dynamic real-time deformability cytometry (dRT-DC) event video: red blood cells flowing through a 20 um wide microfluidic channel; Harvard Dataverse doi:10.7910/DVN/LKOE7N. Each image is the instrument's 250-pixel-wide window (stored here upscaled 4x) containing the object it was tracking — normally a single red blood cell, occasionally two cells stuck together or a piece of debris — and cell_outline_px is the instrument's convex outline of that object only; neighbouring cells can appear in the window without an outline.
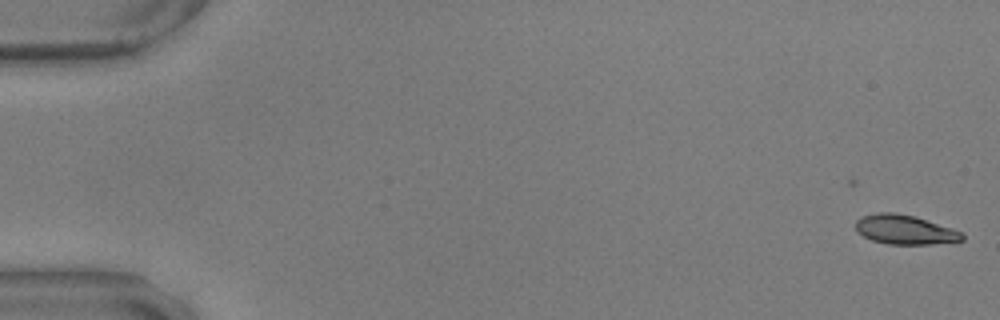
{"species": "common noctule bat (a hibernating species)", "species_latin": "Nyctalus noctula", "temperature_condition": "warm", "stored_images_in_passage": 43, "camera_frame_rate_fps": 3000, "um_per_image_px": 0.085, "animal": {"sex": "male", "body_mass_g": 17.9, "forearm_length_mm": 54.2}, "frame": {"image": 1, "passage_image": 1, "time_ms": 0.0, "image_size_px": [1000, 320], "cell_outline_px": [[964, 240], [932, 244], [888, 244], [872, 240], [856, 232], [856, 220], [860, 216], [876, 212], [896, 212], [916, 216], [964, 232]], "centroid_in_image_um": [76.91, 19.5], "position_along_channel_um": 8.1, "area_um2": 18.5}}
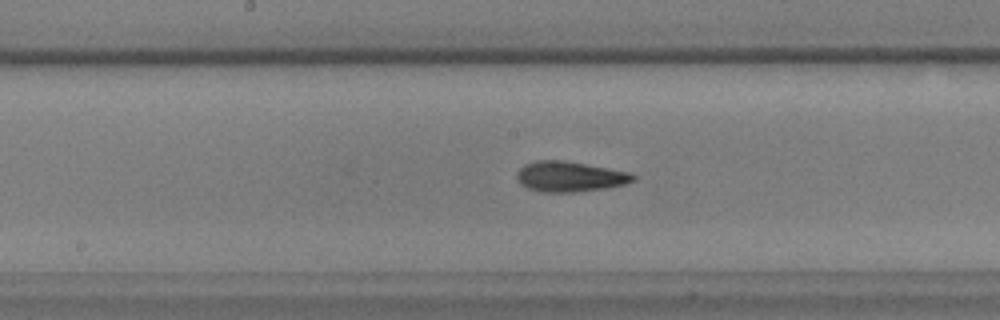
{"frame": {"image": 2, "passage_image": 30, "time_ms": 9.667, "image_size_px": [1000, 320], "cell_outline_px": [[636, 180], [624, 184], [608, 188], [576, 192], [544, 192], [528, 188], [520, 184], [516, 180], [516, 172], [524, 164], [536, 160], [560, 160], [632, 172], [636, 176]], "centroid_in_image_um": [48.43, 15.01], "position_along_channel_um": 199.8, "area_um2": 20.69}}
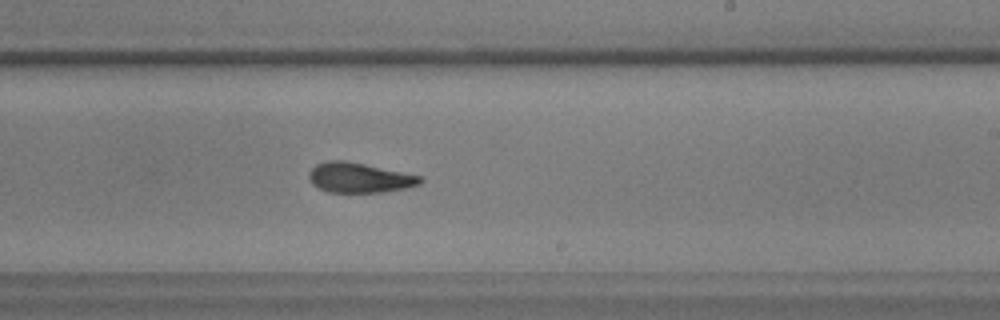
{"frame": {"image": 3, "passage_image": 35, "time_ms": 11.333, "image_size_px": [1000, 320], "cell_outline_px": [[424, 180], [420, 184], [404, 188], [380, 192], [328, 192], [316, 188], [312, 184], [308, 176], [308, 172], [316, 164], [328, 160], [344, 160], [364, 164], [420, 176]], "centroid_in_image_um": [30.48, 15.1], "position_along_channel_um": 258.5, "area_um2": 19.31}}